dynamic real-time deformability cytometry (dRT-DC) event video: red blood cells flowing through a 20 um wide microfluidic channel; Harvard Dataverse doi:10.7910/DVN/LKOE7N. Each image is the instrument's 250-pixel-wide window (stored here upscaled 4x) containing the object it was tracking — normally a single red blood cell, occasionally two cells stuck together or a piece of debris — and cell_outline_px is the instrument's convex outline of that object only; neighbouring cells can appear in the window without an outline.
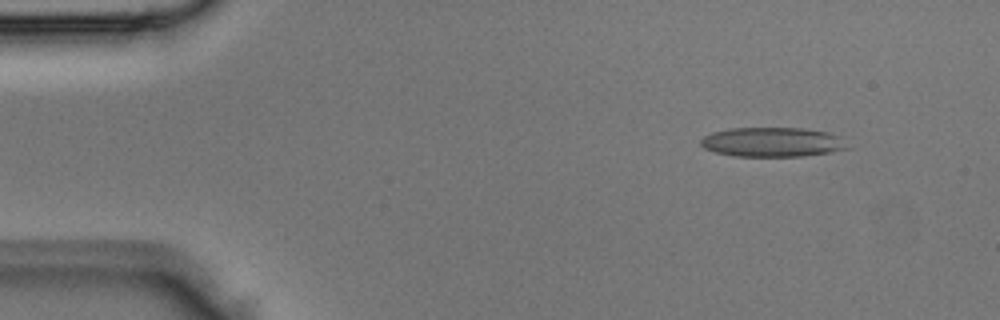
{"species": "Egyptian fruit bat (a non-hibernating species)", "species_latin": "Rousettus aegyptiacus", "temperature_condition": "room temperature", "stored_images_in_passage": 3, "camera_frame_rate_fps": 3000, "um_per_image_px": 0.085, "animal": {"sex": "male"}, "frame": {"image": 1, "passage_image": 2, "time_ms": 0.333, "image_size_px": [1000, 320], "cell_outline_px": [[852, 148], [828, 152], [800, 156], [736, 156], [716, 152], [704, 148], [700, 144], [700, 140], [704, 136], [712, 132], [732, 128], [800, 128], [828, 132], [840, 136]], "centroid_in_image_um": [65.67, 12.07], "position_along_channel_um": 19.3, "area_um2": 25.14}}